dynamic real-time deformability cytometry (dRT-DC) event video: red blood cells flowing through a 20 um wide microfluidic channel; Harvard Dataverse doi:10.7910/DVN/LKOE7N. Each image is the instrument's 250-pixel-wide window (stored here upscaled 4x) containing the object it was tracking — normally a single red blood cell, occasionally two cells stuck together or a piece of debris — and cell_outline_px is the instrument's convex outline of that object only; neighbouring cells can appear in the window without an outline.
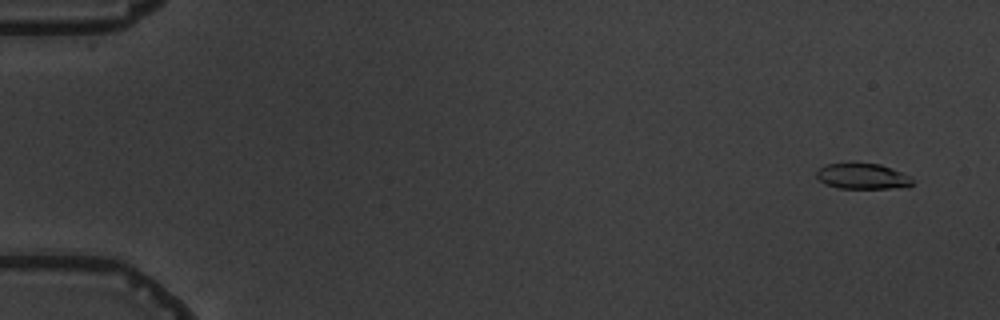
{"species": "common noctule bat (a hibernating species)", "species_latin": "Nyctalus noctula", "temperature_condition": "warm", "stored_images_in_passage": 6, "camera_frame_rate_fps": 3000, "um_per_image_px": 0.085, "animal": {"sex": "male", "body_mass_g": 19.5, "forearm_length_mm": 54.6}, "frame": {"image": 1, "passage_image": 1, "time_ms": 0.0, "image_size_px": [1000, 320], "cell_outline_px": [[912, 184], [908, 188], [840, 188], [824, 184], [816, 176], [816, 172], [820, 168], [828, 164], [880, 164], [900, 172], [908, 176], [912, 180]], "centroid_in_image_um": [73.32, 15.01], "position_along_channel_um": 11.7, "area_um2": 14.05}}